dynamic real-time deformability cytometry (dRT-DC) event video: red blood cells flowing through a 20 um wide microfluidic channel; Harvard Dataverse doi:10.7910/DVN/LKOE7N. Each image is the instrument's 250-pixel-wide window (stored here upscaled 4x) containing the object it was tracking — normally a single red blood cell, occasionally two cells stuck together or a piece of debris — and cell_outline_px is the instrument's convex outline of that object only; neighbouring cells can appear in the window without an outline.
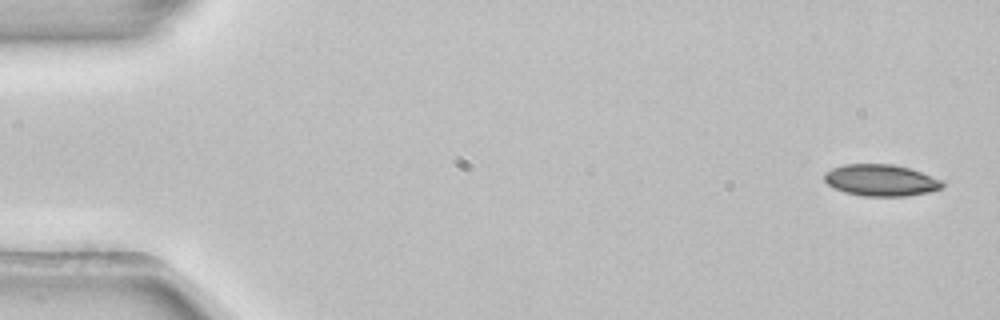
{"species": "common noctule bat (a hibernating species)", "species_latin": "Nyctalus noctula", "temperature_condition": "room temperature", "stored_images_in_passage": 4, "camera_frame_rate_fps": 3000, "um_per_image_px": 0.085, "animal": {"sex": "female", "body_mass_g": 22.7, "forearm_length_mm": 54.2}, "frame": {"image": 1, "passage_image": 1, "time_ms": 0.0, "image_size_px": [1000, 320], "cell_outline_px": [[944, 184], [940, 188], [928, 192], [908, 196], [864, 196], [844, 192], [828, 184], [824, 180], [824, 172], [832, 168], [844, 164], [892, 164], [908, 168], [920, 172], [940, 180]], "centroid_in_image_um": [74.83, 15.32], "position_along_channel_um": 10.2, "area_um2": 21.5}}
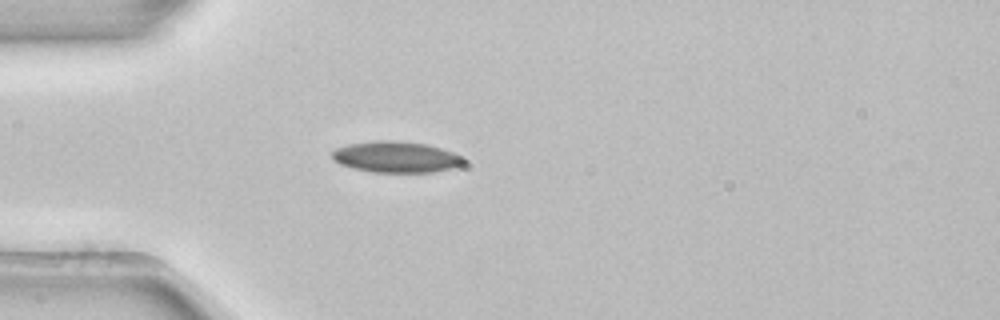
{"frame": {"image": 2, "passage_image": 4, "time_ms": 1.0, "image_size_px": [1000, 320], "cell_outline_px": [[468, 160], [464, 164], [456, 168], [432, 172], [372, 172], [352, 168], [340, 164], [332, 160], [332, 152], [336, 148], [348, 144], [376, 140], [396, 140], [428, 144], [464, 156]], "centroid_in_image_um": [33.71, 13.34], "position_along_channel_um": 51.3, "area_um2": 24.28}}